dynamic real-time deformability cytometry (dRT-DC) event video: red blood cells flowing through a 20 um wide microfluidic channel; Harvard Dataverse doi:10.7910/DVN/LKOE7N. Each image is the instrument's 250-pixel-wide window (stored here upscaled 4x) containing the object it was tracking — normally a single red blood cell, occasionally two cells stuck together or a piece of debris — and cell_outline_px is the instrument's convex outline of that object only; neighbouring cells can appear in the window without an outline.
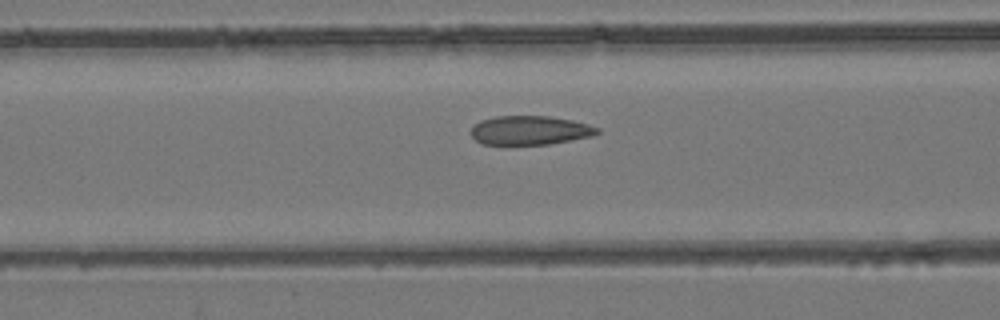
{"species": "common noctule bat (a hibernating species)", "species_latin": "Nyctalus noctula", "temperature_condition": "room temperature", "stored_images_in_passage": 54, "camera_frame_rate_fps": 3000, "um_per_image_px": 0.085, "animal": {"sex": "female", "body_mass_g": 24.6, "forearm_length_mm": 56.2}, "frame": {"image": 1, "passage_image": 22, "time_ms": 7.0, "image_size_px": [1000, 320], "cell_outline_px": [[600, 132], [592, 136], [548, 144], [480, 144], [468, 132], [480, 120], [496, 116], [548, 116], [572, 120], [588, 124], [600, 128]], "centroid_in_image_um": [45.03, 11.07], "position_along_channel_um": 121.6, "area_um2": 21.33}}
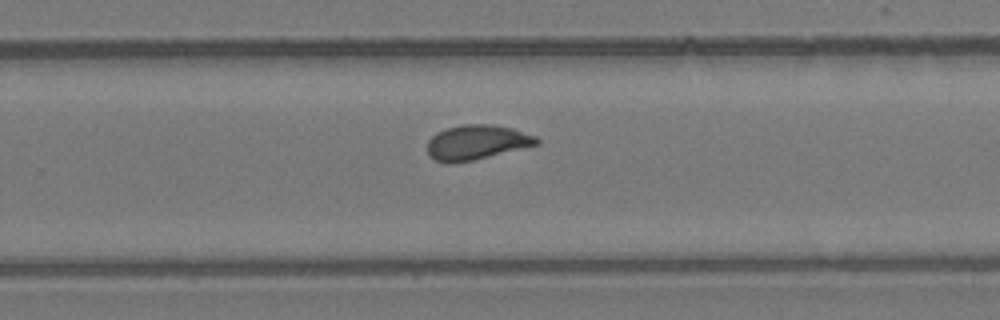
{"frame": {"image": 2, "passage_image": 35, "time_ms": 11.333, "image_size_px": [1000, 320], "cell_outline_px": [[540, 144], [472, 160], [452, 164], [448, 164], [436, 160], [428, 156], [428, 140], [436, 132], [448, 128], [464, 124], [488, 124], [512, 128], [536, 136], [540, 140]], "centroid_in_image_um": [40.51, 12.1], "position_along_channel_um": 289.3, "area_um2": 22.08}}
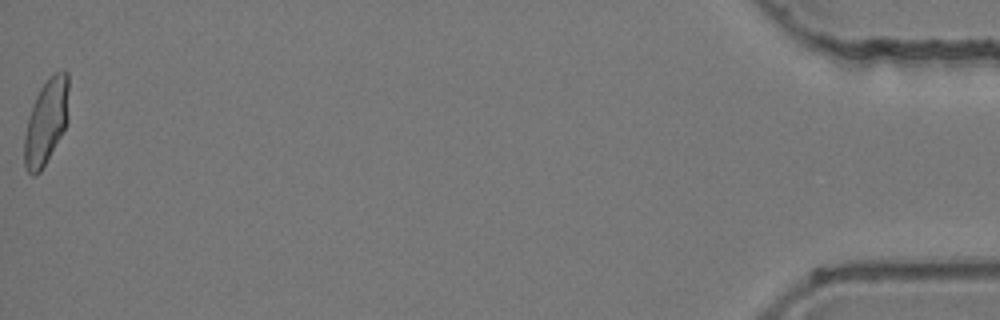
{"frame": {"image": 3, "passage_image": 54, "time_ms": 17.667, "image_size_px": [1000, 320], "cell_outline_px": [[68, 124], [40, 172], [36, 176], [32, 176], [28, 172], [24, 164], [24, 136], [28, 116], [36, 96], [40, 88], [48, 76], [64, 68], [68, 72]], "centroid_in_image_um": [3.93, 10.32], "position_along_channel_um": 431.3, "area_um2": 22.43}, "authors_computed_cell_mechanics": {"area_um2": 22.1374, "velocity_mm_per_s": 3.8775, "shape_relaxation_time_tau1_ms": 10.4865, "shape_relaxation_time_tau2_ms": 0.7569, "deformation_change_tau1": 0.224, "deformation_change_tau2": 0.0449}}